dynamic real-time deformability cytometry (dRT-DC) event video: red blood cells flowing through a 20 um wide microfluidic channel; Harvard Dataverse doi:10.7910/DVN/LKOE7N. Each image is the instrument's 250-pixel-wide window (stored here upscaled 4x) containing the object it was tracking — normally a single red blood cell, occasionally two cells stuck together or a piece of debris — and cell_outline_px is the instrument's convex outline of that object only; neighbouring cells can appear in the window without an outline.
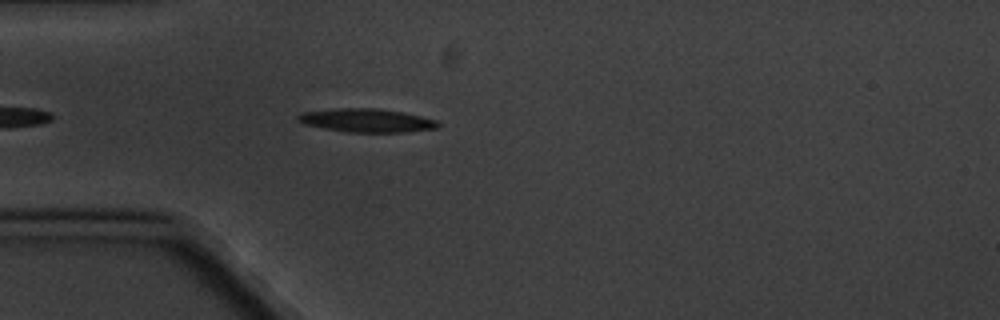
{"species": "common noctule bat (a hibernating species)", "species_latin": "Nyctalus noctula", "temperature_condition": "cold", "stored_images_in_passage": 1, "camera_frame_rate_fps": 3000, "um_per_image_px": 0.085, "animal": {"sex": "male", "body_mass_g": 20.1, "forearm_length_mm": 53.5}, "frame": {"image": 1, "passage_image": 1, "time_ms": 0.0, "image_size_px": [1000, 320], "cell_outline_px": [[440, 124], [436, 128], [400, 132], [348, 132], [324, 128], [304, 124], [296, 120], [296, 116], [300, 112], [336, 108], [380, 108], [420, 116], [436, 120]], "centroid_in_image_um": [31.09, 10.22], "position_along_channel_um": 53.9, "area_um2": 19.07}}